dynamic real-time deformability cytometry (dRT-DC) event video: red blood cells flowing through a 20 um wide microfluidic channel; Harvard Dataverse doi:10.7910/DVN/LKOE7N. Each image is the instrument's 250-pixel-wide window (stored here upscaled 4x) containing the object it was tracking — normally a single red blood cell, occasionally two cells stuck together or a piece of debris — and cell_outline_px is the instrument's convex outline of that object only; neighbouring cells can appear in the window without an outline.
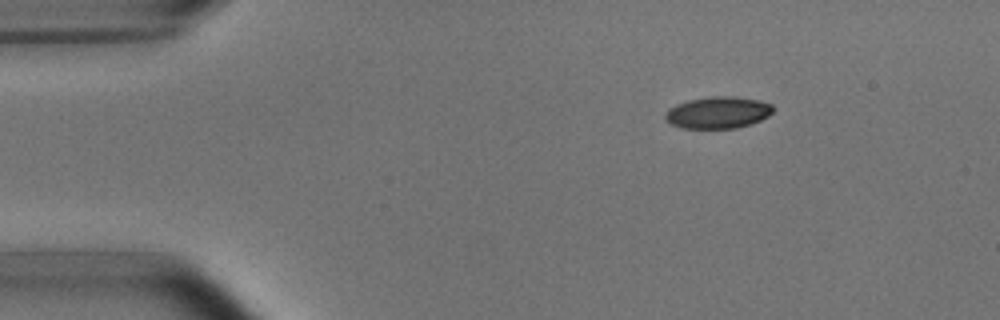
{"species": "common noctule bat (a hibernating species)", "species_latin": "Nyctalus noctula", "temperature_condition": "room temperature", "stored_images_in_passage": 4, "camera_frame_rate_fps": 3000, "um_per_image_px": 0.085, "animal": {"sex": "male", "body_mass_g": 15.6}, "frame": {"image": 1, "passage_image": 2, "time_ms": 1.0, "image_size_px": [1000, 320], "cell_outline_px": [[776, 108], [768, 116], [760, 120], [736, 128], [680, 128], [672, 124], [664, 116], [668, 108], [676, 104], [688, 100], [712, 96], [732, 96], [760, 100], [772, 104]], "centroid_in_image_um": [61.04, 9.55], "position_along_channel_um": 24.0, "area_um2": 20.0}}